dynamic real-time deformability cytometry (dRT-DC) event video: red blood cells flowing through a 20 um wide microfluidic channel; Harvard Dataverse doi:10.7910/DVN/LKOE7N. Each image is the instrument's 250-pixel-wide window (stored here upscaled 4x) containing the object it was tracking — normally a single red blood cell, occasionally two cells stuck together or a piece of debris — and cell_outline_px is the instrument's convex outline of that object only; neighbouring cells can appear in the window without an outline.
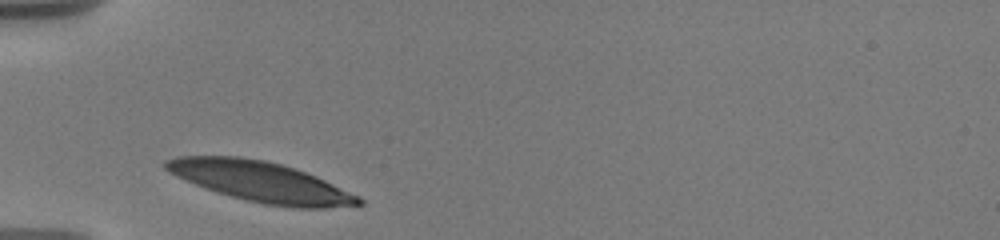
{"species": "human", "species_latin": "Homo sapiens", "temperature_condition": "warm", "stored_images_in_passage": 19, "camera_frame_rate_fps": 3000, "um_per_image_px": 0.085, "donor": {"sex": "male"}, "frame": {"image": 1, "passage_image": 1, "time_ms": 0.0, "image_size_px": [1000, 240], "cell_outline_px": [[364, 204], [324, 208], [296, 208], [264, 204], [232, 196], [196, 184], [176, 176], [168, 172], [164, 168], [164, 160], [176, 156], [240, 156], [264, 160], [280, 164], [316, 176], [360, 196], [364, 200]], "centroid_in_image_um": [22.18, 15.44], "position_along_channel_um": 62.8, "area_um2": 44.85}}
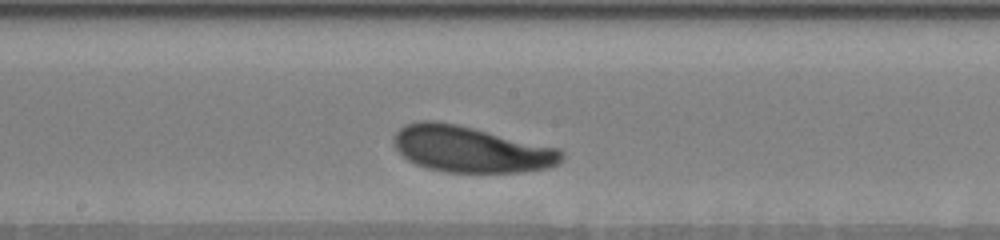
{"frame": {"image": 2, "passage_image": 10, "time_ms": 4.333, "image_size_px": [1000, 240], "cell_outline_px": [[564, 156], [556, 164], [548, 168], [524, 172], [448, 172], [428, 168], [416, 164], [408, 160], [396, 148], [392, 140], [396, 132], [404, 124], [416, 120], [436, 120], [456, 124], [560, 148], [564, 152]], "centroid_in_image_um": [40.01, 12.67], "position_along_channel_um": 208.2, "area_um2": 45.2}}
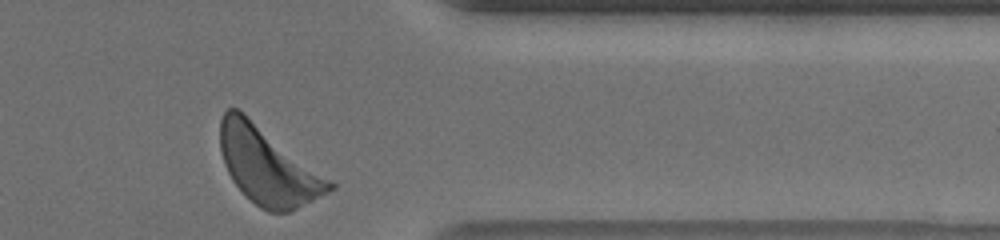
{"frame": {"image": 3, "passage_image": 19, "time_ms": 9.667, "image_size_px": [1000, 240], "cell_outline_px": [[336, 188], [288, 212], [268, 212], [260, 208], [232, 180], [224, 164], [220, 152], [220, 120], [224, 112], [228, 108], [236, 108], [244, 112], [332, 180], [336, 184]], "centroid_in_image_um": [22.76, 14.08], "position_along_channel_um": 388.6, "area_um2": 48.67}, "authors_computed_cell_mechanics": {"area_um2": 44.9106, "velocity_mm_per_s": 3.5179, "shape_relaxation_time_tau1_ms": 1.8219, "shape_relaxation_time_tau2_ms": null, "deformation_change_tau1": 0.0979, "deformation_change_tau2": null}}